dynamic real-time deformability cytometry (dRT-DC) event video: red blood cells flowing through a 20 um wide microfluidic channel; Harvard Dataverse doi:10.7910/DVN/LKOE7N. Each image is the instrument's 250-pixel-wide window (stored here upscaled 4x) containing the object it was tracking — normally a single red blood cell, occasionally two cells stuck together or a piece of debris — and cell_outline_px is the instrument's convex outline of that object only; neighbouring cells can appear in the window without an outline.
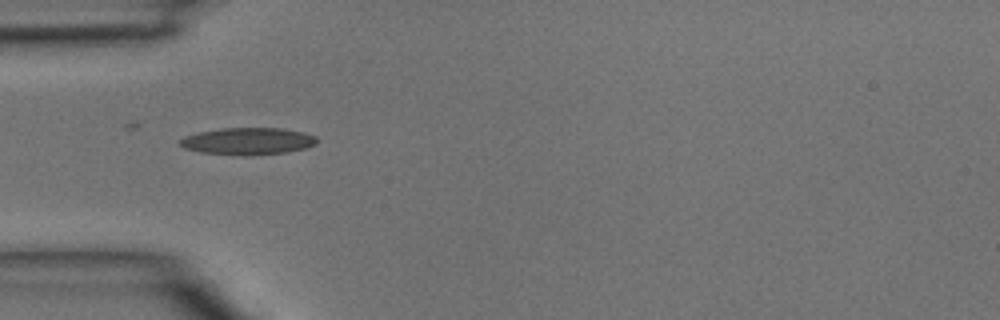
{"species": "common noctule bat (a hibernating species)", "species_latin": "Nyctalus noctula", "temperature_condition": "room temperature", "stored_images_in_passage": 2, "camera_frame_rate_fps": 3000, "um_per_image_px": 0.085, "animal": {"sex": "male", "body_mass_g": 15.6}, "frame": {"image": 1, "passage_image": 1, "time_ms": 0.0, "image_size_px": [1000, 320], "cell_outline_px": [[316, 144], [304, 148], [288, 152], [248, 156], [200, 152], [184, 148], [180, 144], [180, 140], [184, 136], [196, 132], [220, 128], [280, 128], [304, 132], [316, 136]], "centroid_in_image_um": [21.05, 12.0], "position_along_channel_um": 63.9, "area_um2": 21.68}}